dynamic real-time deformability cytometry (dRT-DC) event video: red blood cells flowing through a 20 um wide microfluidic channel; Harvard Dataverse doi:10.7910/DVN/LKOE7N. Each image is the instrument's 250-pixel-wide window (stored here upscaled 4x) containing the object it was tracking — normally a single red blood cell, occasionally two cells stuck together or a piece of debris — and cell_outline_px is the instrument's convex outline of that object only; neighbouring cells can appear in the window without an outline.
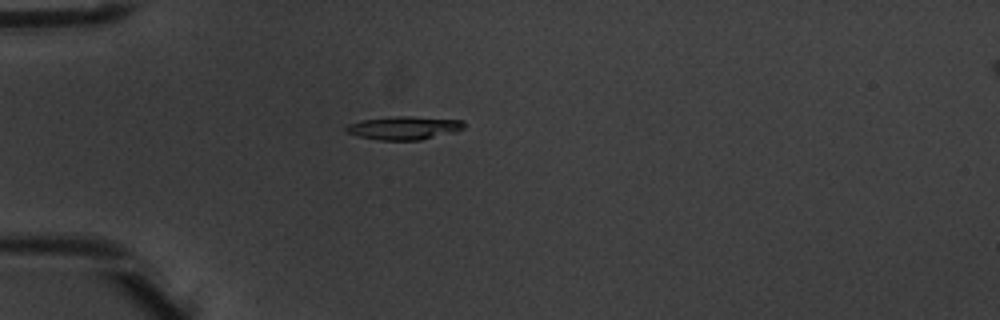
{"species": "common noctule bat (a hibernating species)", "species_latin": "Nyctalus noctula", "temperature_condition": "warm", "stored_images_in_passage": 2, "camera_frame_rate_fps": 3000, "um_per_image_px": 0.085, "animal": {"sex": "male", "body_mass_g": 20.1, "forearm_length_mm": 53.5}, "frame": {"image": 1, "passage_image": 1, "time_ms": 0.0, "image_size_px": [1000, 320], "cell_outline_px": [[464, 128], [456, 132], [420, 140], [380, 140], [360, 136], [348, 132], [344, 128], [348, 124], [364, 120], [396, 116], [412, 116], [464, 120]], "centroid_in_image_um": [34.4, 10.87], "position_along_channel_um": 50.6, "area_um2": 15.9}}